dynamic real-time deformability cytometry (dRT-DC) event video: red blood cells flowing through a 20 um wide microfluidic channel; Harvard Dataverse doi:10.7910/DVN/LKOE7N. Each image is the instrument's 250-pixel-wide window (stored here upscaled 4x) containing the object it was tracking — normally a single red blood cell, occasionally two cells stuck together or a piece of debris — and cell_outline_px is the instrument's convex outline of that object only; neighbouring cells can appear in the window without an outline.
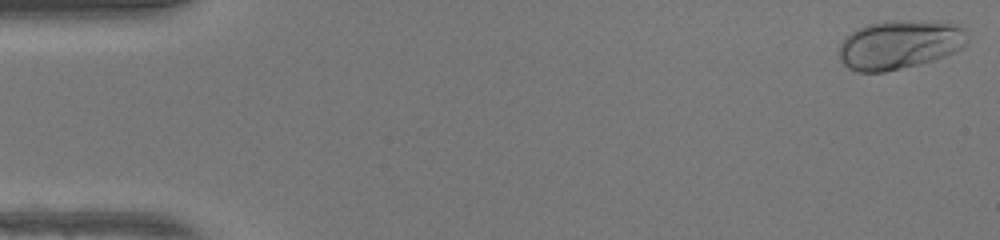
{"species": "human", "species_latin": "Homo sapiens", "temperature_condition": "warm", "stored_images_in_passage": 48, "camera_frame_rate_fps": 3000, "um_per_image_px": 0.085, "donor": {"sex": "female"}, "frame": {"image": 1, "passage_image": 1, "time_ms": 0.0, "image_size_px": [1000, 240], "cell_outline_px": [[968, 44], [956, 52], [932, 60], [884, 72], [856, 72], [848, 68], [840, 60], [840, 44], [844, 36], [856, 28], [868, 24], [884, 20], [948, 20], [960, 24], [964, 28], [968, 40]], "centroid_in_image_um": [76.5, 3.74], "position_along_channel_um": 8.5, "area_um2": 37.45}}
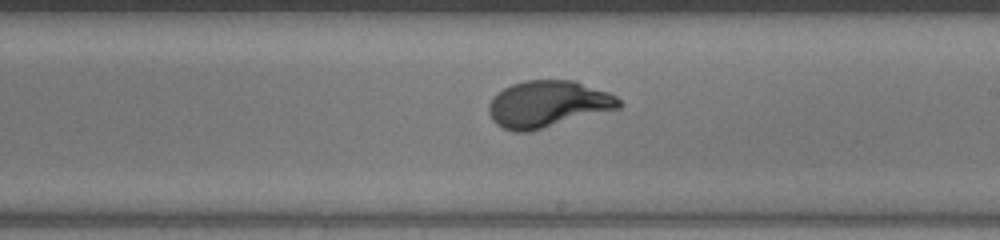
{"frame": {"image": 2, "passage_image": 28, "time_ms": 9.0, "image_size_px": [1000, 240], "cell_outline_px": [[624, 104], [620, 108], [528, 132], [512, 132], [496, 124], [492, 120], [488, 112], [488, 104], [492, 96], [496, 92], [512, 84], [524, 80], [576, 80], [608, 92], [616, 96]], "centroid_in_image_um": [46.55, 8.84], "position_along_channel_um": 242.5, "area_um2": 35.72}}
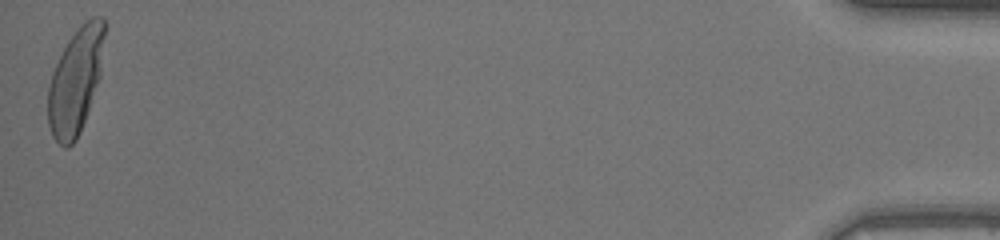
{"frame": {"image": 3, "passage_image": 48, "time_ms": 15.667, "image_size_px": [1000, 240], "cell_outline_px": [[104, 36], [100, 76], [80, 132], [76, 140], [68, 148], [64, 148], [52, 136], [48, 124], [48, 88], [52, 72], [68, 40], [80, 24], [84, 20], [92, 16], [100, 16], [104, 20]], "centroid_in_image_um": [6.41, 6.88], "position_along_channel_um": 428.8, "area_um2": 34.56}, "authors_computed_cell_mechanics": {"area_um2": 34.3332, "velocity_mm_per_s": 4.3042, "shape_relaxation_time_tau1_ms": 2.9314, "shape_relaxation_time_tau2_ms": null, "deformation_change_tau1": 0.1889, "deformation_change_tau2": null}}